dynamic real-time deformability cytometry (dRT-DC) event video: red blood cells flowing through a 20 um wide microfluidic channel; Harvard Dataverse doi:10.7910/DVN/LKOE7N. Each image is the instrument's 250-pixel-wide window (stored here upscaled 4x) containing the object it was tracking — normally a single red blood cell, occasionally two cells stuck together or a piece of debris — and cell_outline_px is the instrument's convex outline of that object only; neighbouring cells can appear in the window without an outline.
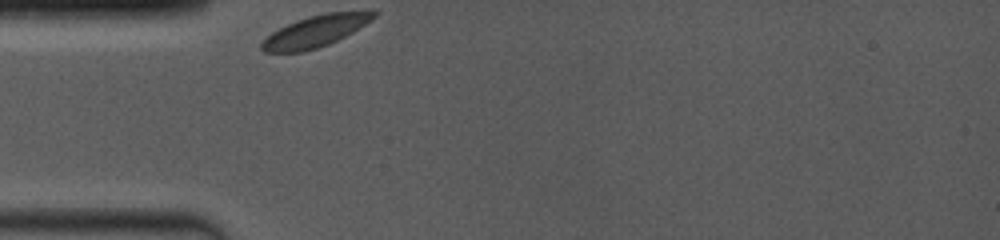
{"species": "common noctule bat (a hibernating species)", "species_latin": "Nyctalus noctula", "temperature_condition": "room temperature", "stored_images_in_passage": 7, "camera_frame_rate_fps": 4000, "um_per_image_px": 0.085, "animal": {"sex": "female", "body_mass_g": 19.0, "forearm_length_mm": 53.3}, "frame": {"image": 1, "passage_image": 1, "time_ms": 0.0, "image_size_px": [1000, 240], "cell_outline_px": [[376, 16], [352, 32], [328, 44], [304, 52], [264, 52], [260, 48], [260, 44], [272, 32], [296, 20], [324, 12], [376, 12]], "centroid_in_image_um": [26.74, 2.67], "position_along_channel_um": 58.3, "area_um2": 20.0}}
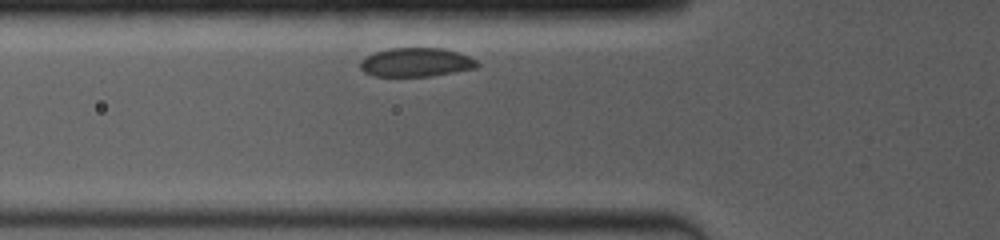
{"frame": {"image": 2, "passage_image": 4, "time_ms": 0.75, "image_size_px": [1000, 240], "cell_outline_px": [[480, 64], [476, 68], [428, 76], [372, 76], [364, 72], [360, 68], [360, 60], [376, 52], [388, 48], [444, 48], [468, 56], [476, 60]], "centroid_in_image_um": [35.35, 5.29], "position_along_channel_um": 90.5, "area_um2": 19.54}}
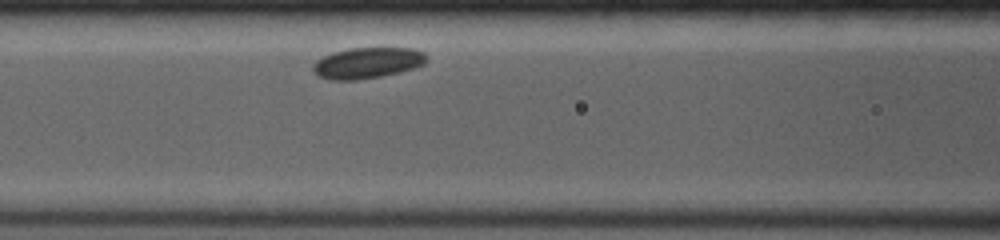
{"frame": {"image": 3, "passage_image": 7, "time_ms": 1.5, "image_size_px": [1000, 240], "cell_outline_px": [[428, 60], [424, 64], [416, 68], [400, 72], [380, 76], [356, 80], [328, 80], [316, 76], [312, 72], [312, 64], [316, 60], [332, 52], [348, 48], [412, 48], [424, 52]], "centroid_in_image_um": [31.19, 5.35], "position_along_channel_um": 135.4, "area_um2": 20.81}}